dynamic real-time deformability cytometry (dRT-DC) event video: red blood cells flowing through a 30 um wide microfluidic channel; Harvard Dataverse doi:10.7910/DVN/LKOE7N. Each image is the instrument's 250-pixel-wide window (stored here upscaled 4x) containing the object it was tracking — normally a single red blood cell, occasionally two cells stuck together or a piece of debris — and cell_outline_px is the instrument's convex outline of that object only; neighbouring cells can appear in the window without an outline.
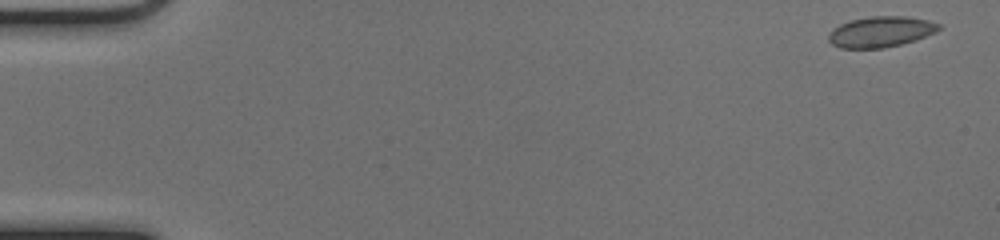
{"species": "common noctule bat (a hibernating species)", "species_latin": "Nyctalus noctula", "temperature_condition": "cold", "stored_images_in_passage": 40, "camera_frame_rate_fps": 3000, "um_per_image_px": 0.085, "animal": {"sex": "female", "body_mass_g": 17.0, "forearm_length_mm": 48.0}, "frame": {"image": 1, "passage_image": 1, "time_ms": 0.0, "image_size_px": [1000, 240], "cell_outline_px": [[940, 28], [936, 32], [916, 40], [884, 48], [840, 48], [832, 44], [828, 40], [828, 32], [832, 28], [840, 24], [852, 20], [872, 16], [908, 16], [928, 20], [940, 24]], "centroid_in_image_um": [74.85, 2.7], "position_along_channel_um": 10.1, "area_um2": 19.83}}
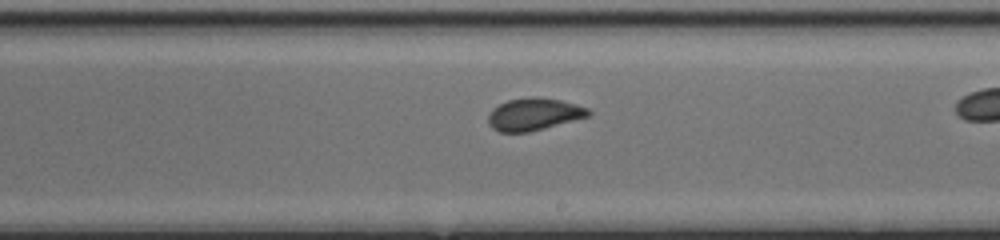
{"frame": {"image": 2, "passage_image": 30, "time_ms": 9.667, "image_size_px": [1000, 240], "cell_outline_px": [[592, 116], [528, 132], [500, 132], [492, 128], [488, 124], [488, 112], [492, 108], [508, 100], [532, 96], [536, 96], [560, 100], [576, 104], [588, 108], [592, 112]], "centroid_in_image_um": [45.39, 9.7], "position_along_channel_um": 243.6, "area_um2": 19.07}}
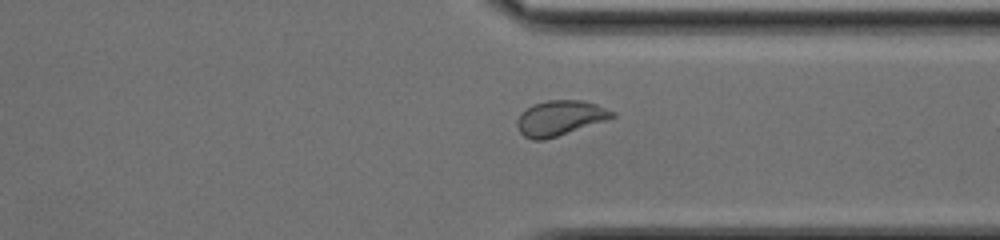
{"frame": {"image": 3, "passage_image": 39, "time_ms": 12.667, "image_size_px": [1000, 240], "cell_outline_px": [[616, 116], [544, 140], [532, 140], [524, 136], [520, 132], [516, 124], [516, 120], [532, 104], [548, 100], [580, 100], [596, 104], [616, 112]], "centroid_in_image_um": [47.57, 10.02], "position_along_channel_um": 363.8, "area_um2": 19.02}}